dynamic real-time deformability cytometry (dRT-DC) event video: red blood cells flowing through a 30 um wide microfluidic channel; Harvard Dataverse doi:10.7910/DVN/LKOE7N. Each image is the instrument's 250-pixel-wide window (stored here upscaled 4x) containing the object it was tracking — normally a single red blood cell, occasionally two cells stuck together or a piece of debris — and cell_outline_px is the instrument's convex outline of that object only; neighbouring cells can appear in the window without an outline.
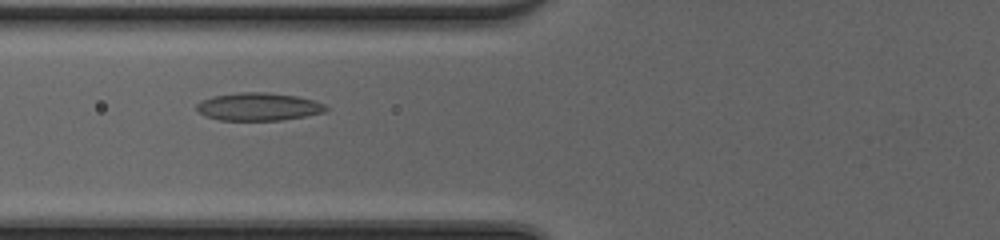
{"species": "common noctule bat (a hibernating species)", "species_latin": "Nyctalus noctula", "temperature_condition": "cold", "stored_images_in_passage": 39, "camera_frame_rate_fps": 3000, "um_per_image_px": 0.085, "animal": {"sex": "female", "body_mass_g": 20.0, "forearm_length_mm": 54.0}, "frame": {"image": 1, "passage_image": 10, "time_ms": 3.0, "image_size_px": [1000, 240], "cell_outline_px": [[328, 108], [324, 112], [304, 116], [280, 120], [220, 120], [204, 116], [196, 108], [196, 104], [212, 96], [240, 92], [268, 92], [296, 96], [312, 100], [324, 104]], "centroid_in_image_um": [21.95, 9.07], "position_along_channel_um": 103.9, "area_um2": 20.81}}
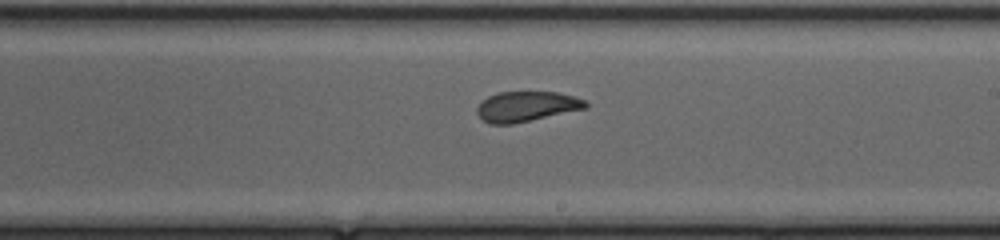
{"frame": {"image": 2, "passage_image": 20, "time_ms": 6.333, "image_size_px": [1000, 240], "cell_outline_px": [[588, 108], [512, 124], [488, 124], [476, 112], [476, 108], [488, 96], [496, 92], [556, 92], [572, 96], [584, 100], [588, 104]], "centroid_in_image_um": [44.74, 9.05], "position_along_channel_um": 244.3, "area_um2": 18.96}}
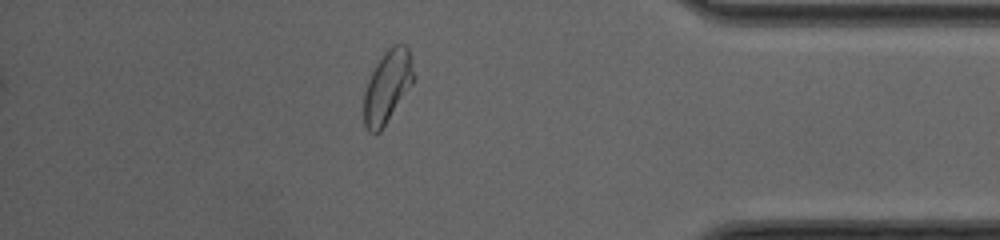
{"frame": {"image": 3, "passage_image": 33, "time_ms": 10.667, "image_size_px": [1000, 240], "cell_outline_px": [[412, 84], [380, 132], [368, 132], [364, 124], [364, 92], [368, 80], [376, 64], [384, 52], [392, 44], [408, 44], [412, 56]], "centroid_in_image_um": [32.92, 7.32], "position_along_channel_um": 402.3, "area_um2": 20.81}, "authors_computed_cell_mechanics": {"area_um2": 20.808, "velocity_mm_per_s": 4.1994, "shape_relaxation_time_tau1_ms": 6.6708, "shape_relaxation_time_tau2_ms": 1.5243, "deformation_change_tau1": 0.1583, "deformation_change_tau2": 0.0776}}